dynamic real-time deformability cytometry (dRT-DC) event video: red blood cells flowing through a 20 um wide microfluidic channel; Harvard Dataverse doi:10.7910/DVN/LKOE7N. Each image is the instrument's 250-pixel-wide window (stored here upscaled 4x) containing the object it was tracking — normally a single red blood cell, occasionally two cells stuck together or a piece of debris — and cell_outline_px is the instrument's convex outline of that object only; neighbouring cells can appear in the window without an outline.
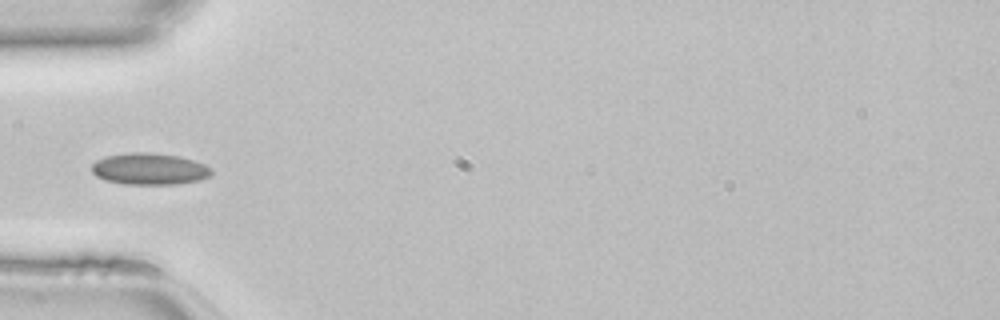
{"species": "common noctule bat (a hibernating species)", "species_latin": "Nyctalus noctula", "temperature_condition": "room temperature", "stored_images_in_passage": 32, "camera_frame_rate_fps": 3000, "um_per_image_px": 0.085, "animal": {"sex": "female", "body_mass_g": 22.7, "forearm_length_mm": 54.2}, "frame": {"image": 1, "passage_image": 1, "time_ms": 0.0, "image_size_px": [1000, 320], "cell_outline_px": [[212, 176], [200, 180], [176, 184], [124, 184], [104, 180], [96, 176], [92, 172], [92, 164], [96, 160], [104, 156], [132, 152], [152, 152], [180, 156], [204, 164], [212, 168]], "centroid_in_image_um": [12.71, 14.35], "position_along_channel_um": 72.3, "area_um2": 22.31}}
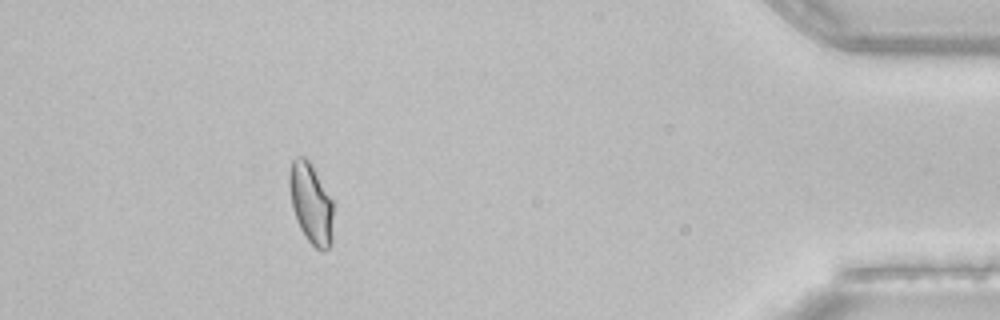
{"frame": {"image": 2, "passage_image": 28, "time_ms": 9.0, "image_size_px": [1000, 320], "cell_outline_px": [[332, 244], [324, 252], [320, 252], [304, 236], [296, 220], [292, 208], [288, 184], [288, 172], [292, 160], [296, 156], [304, 156], [312, 164], [332, 200]], "centroid_in_image_um": [26.41, 17.29], "position_along_channel_um": 408.8, "area_um2": 20.92}}